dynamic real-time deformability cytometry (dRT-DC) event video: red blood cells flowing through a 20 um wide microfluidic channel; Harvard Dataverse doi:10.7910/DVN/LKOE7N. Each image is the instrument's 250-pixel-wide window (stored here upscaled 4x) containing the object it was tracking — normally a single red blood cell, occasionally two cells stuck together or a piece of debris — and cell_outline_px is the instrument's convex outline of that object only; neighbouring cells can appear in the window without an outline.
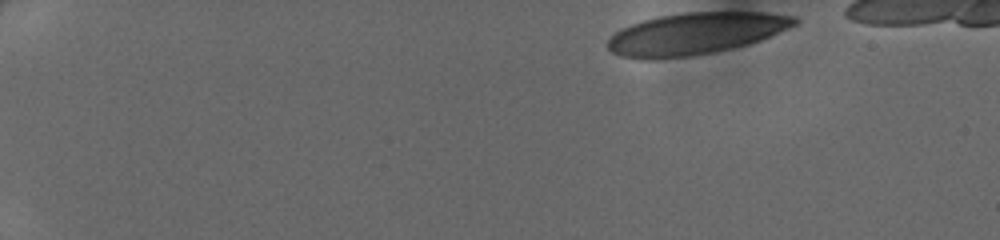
{"species": "human", "species_latin": "Homo sapiens", "temperature_condition": "cold", "stored_images_in_passage": 43, "camera_frame_rate_fps": 3000, "um_per_image_px": 0.085, "donor": {"sex": "female"}, "frame": {"image": 1, "passage_image": 1, "time_ms": 0.0, "image_size_px": [1000, 240], "cell_outline_px": [[800, 20], [796, 24], [788, 28], [760, 40], [748, 44], [712, 52], [688, 56], [652, 60], [644, 60], [620, 56], [612, 52], [608, 48], [608, 40], [620, 28], [644, 20], [660, 16], [684, 12], [768, 12], [796, 16]], "centroid_in_image_um": [59.11, 2.85], "position_along_channel_um": 25.9, "area_um2": 45.43}}
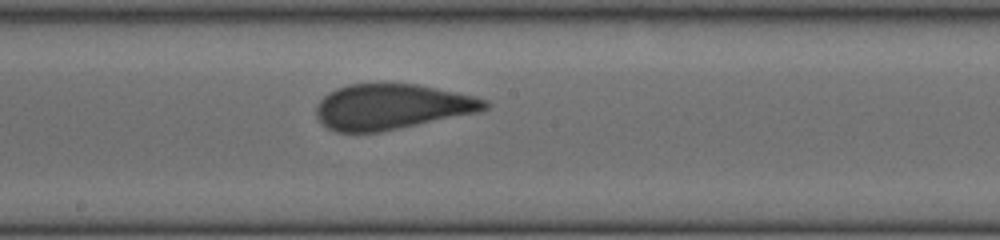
{"frame": {"image": 2, "passage_image": 23, "time_ms": 7.333, "image_size_px": [1000, 240], "cell_outline_px": [[492, 104], [488, 108], [480, 112], [380, 132], [336, 132], [328, 128], [316, 116], [316, 104], [324, 96], [336, 88], [348, 84], [416, 84], [476, 96], [488, 100]], "centroid_in_image_um": [33.34, 9.07], "position_along_channel_um": 214.9, "area_um2": 44.68}}
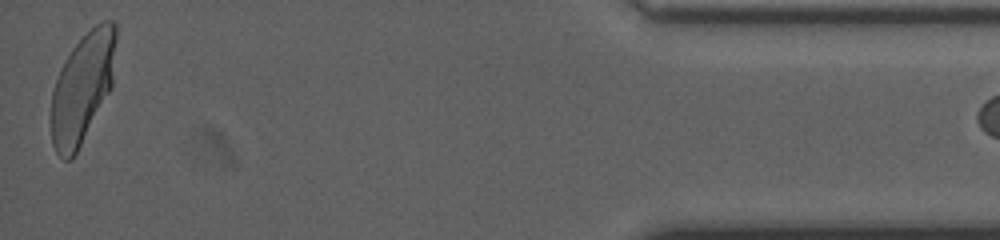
{"frame": {"image": 3, "passage_image": 42, "time_ms": 13.667, "image_size_px": [1000, 240], "cell_outline_px": [[116, 40], [112, 88], [72, 160], [64, 160], [56, 152], [52, 144], [52, 92], [60, 68], [72, 48], [96, 24], [104, 20], [112, 20], [116, 24]], "centroid_in_image_um": [7.02, 7.46], "position_along_channel_um": 428.2, "area_um2": 41.27}}